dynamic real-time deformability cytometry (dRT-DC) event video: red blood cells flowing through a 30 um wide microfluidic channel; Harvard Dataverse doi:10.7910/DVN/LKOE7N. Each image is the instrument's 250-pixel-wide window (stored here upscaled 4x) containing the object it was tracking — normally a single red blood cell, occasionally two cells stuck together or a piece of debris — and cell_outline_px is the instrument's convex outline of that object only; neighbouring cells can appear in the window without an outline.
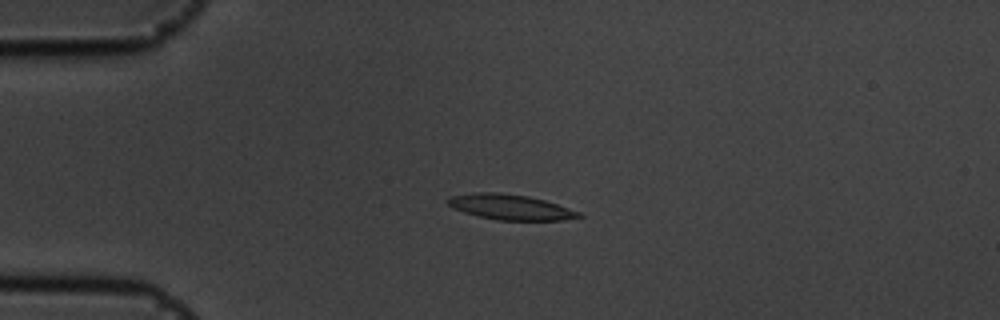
{"species": "common noctule bat (a hibernating species)", "species_latin": "Nyctalus noctula", "temperature_condition": "cold", "stored_images_in_passage": 55, "camera_frame_rate_fps": 3000, "um_per_image_px": 0.085, "animal": {"sex": "male", "body_mass_g": 19.5, "forearm_length_mm": 54.6}, "frame": {"image": 1, "passage_image": 13, "time_ms": 4.0, "image_size_px": [1000, 320], "cell_outline_px": [[584, 216], [564, 220], [496, 220], [464, 212], [452, 208], [444, 200], [448, 196], [476, 192], [500, 192], [528, 196], [544, 200], [580, 212]], "centroid_in_image_um": [43.33, 17.59], "position_along_channel_um": 41.7, "area_um2": 19.36}}
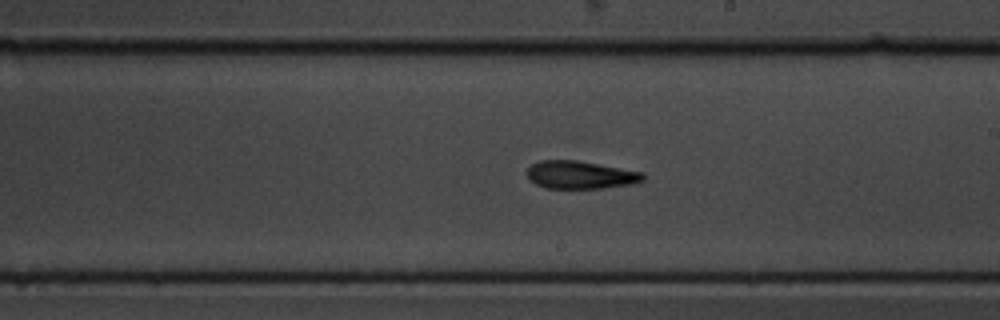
{"frame": {"image": 2, "passage_image": 32, "time_ms": 10.333, "image_size_px": [1000, 320], "cell_outline_px": [[644, 180], [632, 184], [600, 188], [544, 188], [536, 184], [528, 176], [528, 168], [532, 164], [540, 160], [576, 160], [644, 172]], "centroid_in_image_um": [49.35, 14.86], "position_along_channel_um": 239.7, "area_um2": 18.67}}
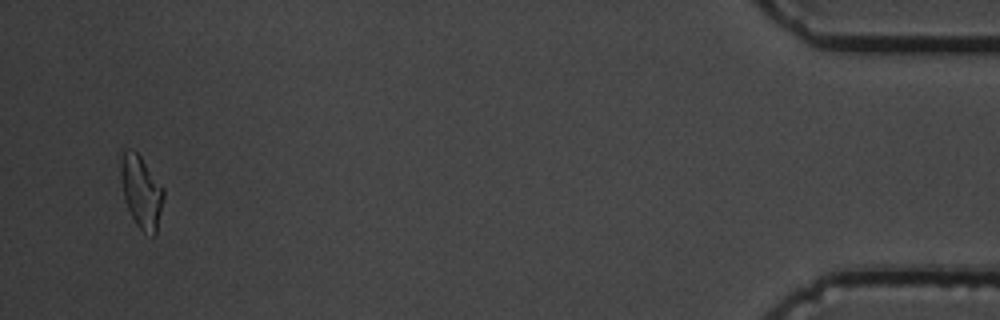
{"frame": {"image": 3, "passage_image": 54, "time_ms": 17.667, "image_size_px": [1000, 320], "cell_outline_px": [[164, 196], [156, 232], [152, 236], [144, 232], [136, 224], [128, 208], [124, 196], [120, 176], [120, 164], [124, 148], [128, 148], [136, 152], [140, 156], [164, 188]], "centroid_in_image_um": [12.01, 16.27], "position_along_channel_um": 423.2, "area_um2": 17.8}, "authors_computed_cell_mechanics": {"area_um2": 18.6116, "velocity_mm_per_s": 3.5592, "shape_relaxation_time_tau1_ms": 9.1451, "shape_relaxation_time_tau2_ms": 4.8513, "deformation_change_tau1": 0.2283, "deformation_change_tau2": 0.1556}}